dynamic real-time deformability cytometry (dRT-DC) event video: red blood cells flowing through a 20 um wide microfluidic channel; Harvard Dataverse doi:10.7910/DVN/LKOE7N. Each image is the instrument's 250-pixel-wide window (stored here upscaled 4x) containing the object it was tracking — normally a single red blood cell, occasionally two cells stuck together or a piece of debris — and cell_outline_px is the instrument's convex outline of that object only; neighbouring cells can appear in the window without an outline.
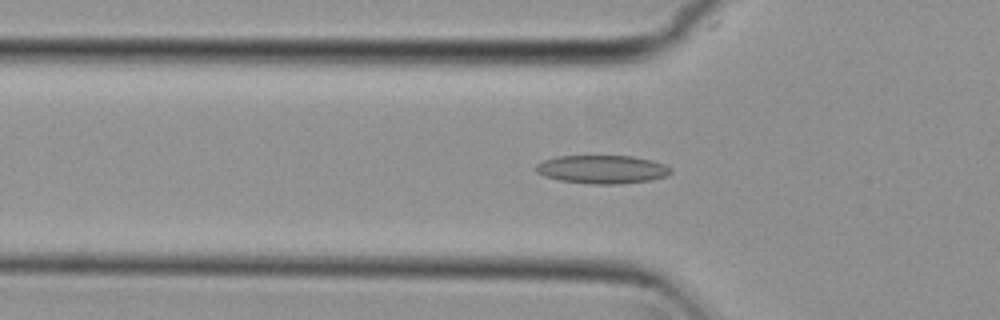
{"species": "common noctule bat (a hibernating species)", "species_latin": "Nyctalus noctula", "temperature_condition": "cold", "stored_images_in_passage": 54, "camera_frame_rate_fps": 3000, "um_per_image_px": 0.085, "animal": {"sex": "female", "body_mass_g": 29.2, "forearm_length_mm": 56.3}, "frame": {"image": 1, "passage_image": 17, "time_ms": 5.333, "image_size_px": [1000, 320], "cell_outline_px": [[672, 172], [668, 176], [652, 180], [616, 184], [592, 184], [560, 180], [544, 176], [536, 172], [536, 164], [544, 160], [556, 156], [632, 156], [652, 160], [664, 164], [672, 168]], "centroid_in_image_um": [51.21, 14.39], "position_along_channel_um": 74.6, "area_um2": 22.37}}
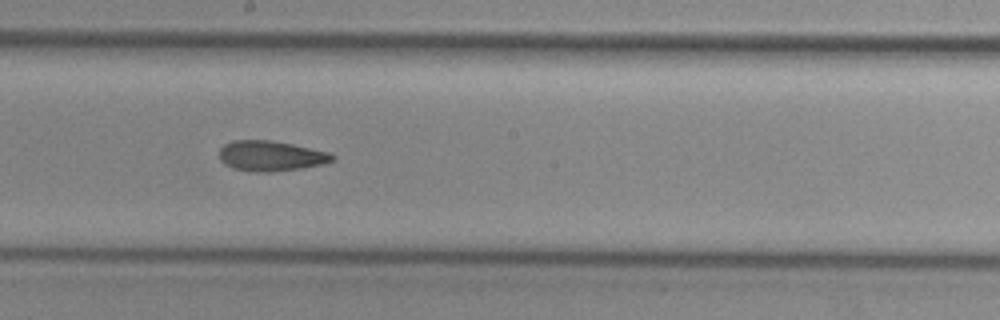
{"frame": {"image": 2, "passage_image": 29, "time_ms": 9.333, "image_size_px": [1000, 320], "cell_outline_px": [[336, 156], [332, 160], [324, 164], [304, 168], [272, 172], [256, 172], [232, 168], [224, 164], [220, 160], [220, 148], [224, 144], [232, 140], [272, 140], [292, 144], [328, 152]], "centroid_in_image_um": [23.01, 13.26], "position_along_channel_um": 225.2, "area_um2": 20.06}}
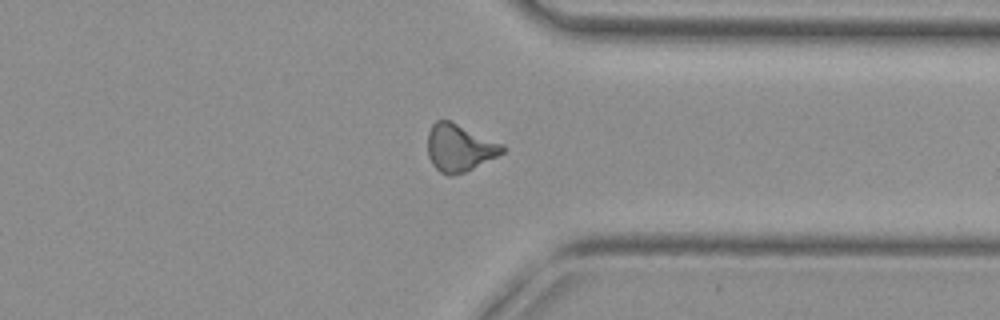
{"frame": {"image": 3, "passage_image": 41, "time_ms": 13.333, "image_size_px": [1000, 320], "cell_outline_px": [[504, 152], [464, 172], [452, 176], [448, 176], [440, 172], [432, 164], [428, 156], [428, 132], [432, 124], [436, 120], [448, 120], [504, 144]], "centroid_in_image_um": [39.02, 12.56], "position_along_channel_um": 372.4, "area_um2": 20.35}, "authors_computed_cell_mechanics": {"area_um2": 20.3456, "velocity_mm_per_s": 3.7462, "shape_relaxation_time_tau1_ms": null, "shape_relaxation_time_tau2_ms": 9.0538, "deformation_change_tau1": null, "deformation_change_tau2": 0.2019}}